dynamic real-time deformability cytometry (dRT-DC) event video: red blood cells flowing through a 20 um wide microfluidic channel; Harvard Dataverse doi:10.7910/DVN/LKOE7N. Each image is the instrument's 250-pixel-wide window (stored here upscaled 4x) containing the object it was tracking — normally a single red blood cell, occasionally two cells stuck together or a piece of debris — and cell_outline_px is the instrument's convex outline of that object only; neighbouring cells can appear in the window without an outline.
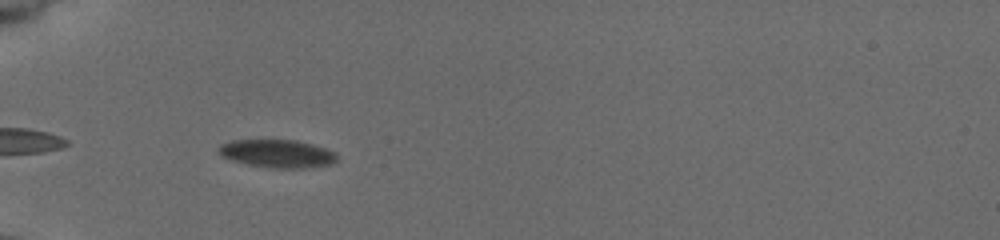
{"species": "common noctule bat (a hibernating species)", "species_latin": "Nyctalus noctula", "temperature_condition": "cold", "stored_images_in_passage": 20, "camera_frame_rate_fps": 3000, "um_per_image_px": 0.085, "animal": {"sex": "female", "body_mass_g": 19.5, "forearm_length_mm": 54.1}, "frame": {"image": 1, "passage_image": 3, "time_ms": 1.0, "image_size_px": [1000, 240], "cell_outline_px": [[336, 160], [332, 164], [304, 168], [272, 168], [248, 164], [232, 160], [224, 156], [216, 148], [220, 144], [232, 140], [296, 140], [312, 144], [336, 152]], "centroid_in_image_um": [23.58, 13.05], "position_along_channel_um": 61.4, "area_um2": 19.19}}
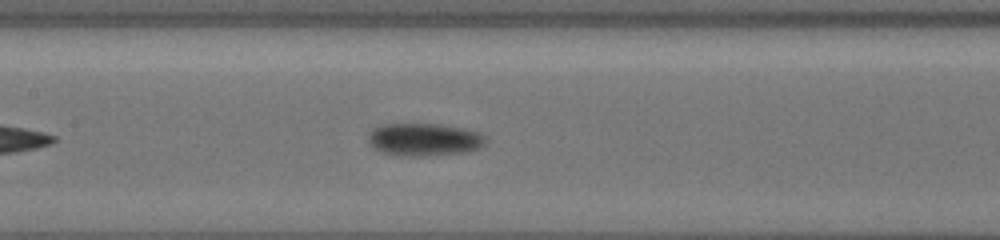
{"frame": {"image": 2, "passage_image": 12, "time_ms": 4.333, "image_size_px": [1000, 240], "cell_outline_px": [[488, 140], [480, 148], [460, 152], [428, 156], [392, 156], [376, 148], [368, 140], [368, 136], [372, 128], [384, 124], [440, 124], [464, 128], [488, 136]], "centroid_in_image_um": [36.07, 11.86], "position_along_channel_um": 171.3, "area_um2": 22.43}}
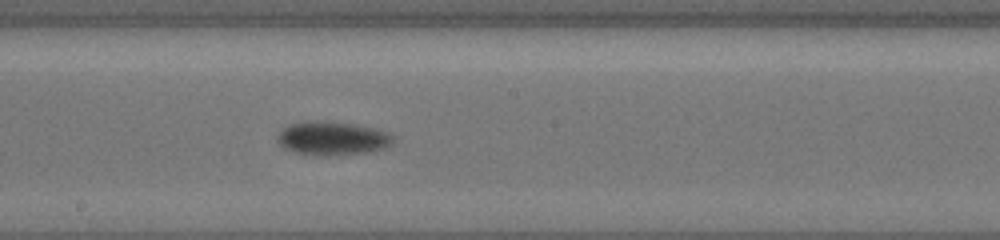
{"frame": {"image": 3, "passage_image": 16, "time_ms": 5.667, "image_size_px": [1000, 240], "cell_outline_px": [[396, 136], [392, 144], [384, 148], [368, 152], [328, 156], [316, 156], [296, 152], [280, 144], [276, 140], [276, 136], [288, 124], [304, 120], [324, 120], [356, 124], [376, 128], [388, 132]], "centroid_in_image_um": [28.28, 11.74], "position_along_channel_um": 219.9, "area_um2": 23.18}}